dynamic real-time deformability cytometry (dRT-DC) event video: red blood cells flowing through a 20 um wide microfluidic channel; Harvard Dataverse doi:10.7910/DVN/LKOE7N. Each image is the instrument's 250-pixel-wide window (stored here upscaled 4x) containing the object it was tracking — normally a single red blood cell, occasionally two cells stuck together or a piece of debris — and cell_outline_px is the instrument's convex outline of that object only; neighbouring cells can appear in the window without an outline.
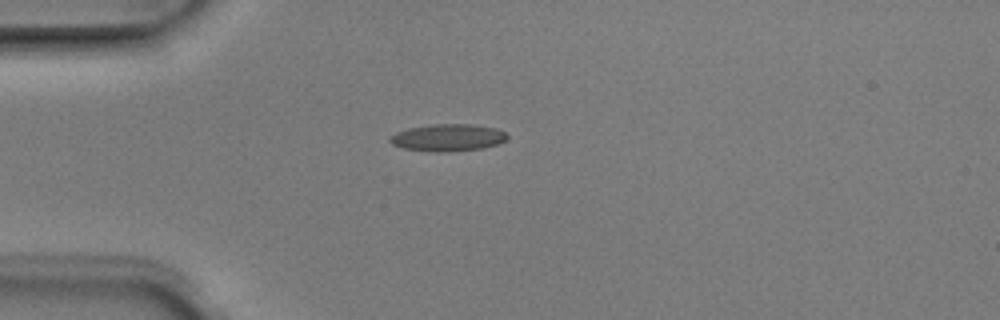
{"species": "Egyptian fruit bat (a non-hibernating species)", "species_latin": "Rousettus aegyptiacus", "temperature_condition": "room temperature", "stored_images_in_passage": 2, "camera_frame_rate_fps": 3000, "um_per_image_px": 0.085, "animal": {"sex": "male"}, "frame": {"image": 1, "passage_image": 2, "time_ms": 0.333, "image_size_px": [1000, 320], "cell_outline_px": [[508, 140], [496, 144], [480, 148], [448, 152], [436, 152], [404, 148], [392, 144], [388, 140], [396, 132], [408, 128], [436, 124], [472, 124], [496, 128], [504, 132], [508, 136]], "centroid_in_image_um": [38.08, 11.69], "position_along_channel_um": 46.9, "area_um2": 18.38}}